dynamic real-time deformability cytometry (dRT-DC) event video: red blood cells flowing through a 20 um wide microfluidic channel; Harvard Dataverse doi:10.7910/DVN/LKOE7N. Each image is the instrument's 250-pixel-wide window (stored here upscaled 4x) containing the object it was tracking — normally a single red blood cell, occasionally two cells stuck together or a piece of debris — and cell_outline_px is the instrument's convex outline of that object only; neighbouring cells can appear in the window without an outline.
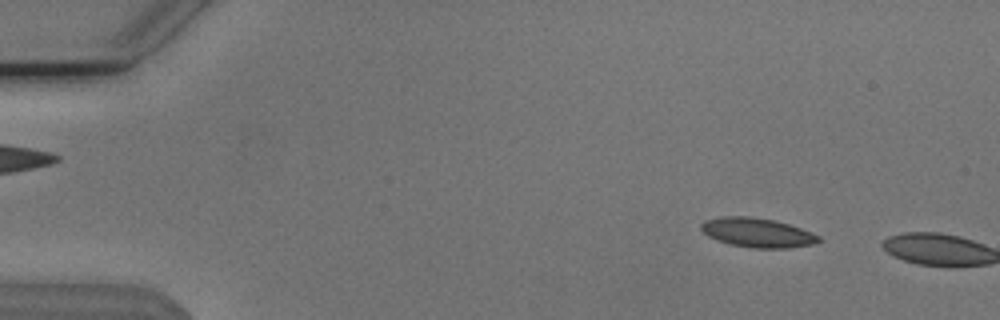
{"species": "Egyptian fruit bat (a non-hibernating species)", "species_latin": "Rousettus aegyptiacus", "temperature_condition": "cold", "stored_images_in_passage": 12, "camera_frame_rate_fps": 3000, "um_per_image_px": 0.085, "animal": {"sex": "male"}, "frame": {"image": 1, "passage_image": 6, "time_ms": 1.667, "image_size_px": [1000, 320], "cell_outline_px": [[820, 240], [812, 244], [788, 248], [752, 248], [728, 244], [716, 240], [708, 236], [700, 228], [700, 224], [704, 220], [724, 216], [748, 216], [772, 220], [788, 224], [812, 232], [820, 236]], "centroid_in_image_um": [64.34, 19.78], "position_along_channel_um": 20.7, "area_um2": 20.06}}